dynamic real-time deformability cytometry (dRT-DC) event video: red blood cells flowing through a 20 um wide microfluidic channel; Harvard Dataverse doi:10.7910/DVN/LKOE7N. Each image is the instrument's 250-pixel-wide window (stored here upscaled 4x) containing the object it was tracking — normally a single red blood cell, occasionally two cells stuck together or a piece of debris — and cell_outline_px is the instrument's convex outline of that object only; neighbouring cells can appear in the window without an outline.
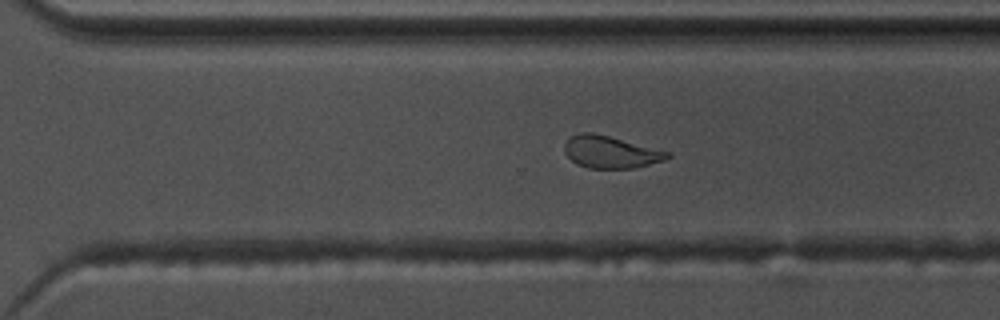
{"species": "common noctule bat (a hibernating species)", "species_latin": "Nyctalus noctula", "temperature_condition": "warm", "stored_images_in_passage": 48, "camera_frame_rate_fps": 3000, "um_per_image_px": 0.085, "animal": {"sex": "male", "body_mass_g": 17.5, "forearm_length_mm": 52.3}, "frame": {"image": 1, "passage_image": 35, "time_ms": 11.333, "image_size_px": [1000, 320], "cell_outline_px": [[672, 156], [664, 160], [632, 168], [588, 168], [576, 164], [564, 152], [564, 144], [572, 136], [580, 132], [592, 132], [672, 152]], "centroid_in_image_um": [51.9, 12.92], "position_along_channel_um": 318.7, "area_um2": 19.19}, "authors_computed_cell_mechanics": {"area_um2": 20.2878, "velocity_mm_per_s": 3.7103, "shape_relaxation_time_tau1_ms": 4.2739, "shape_relaxation_time_tau2_ms": 2.3882, "deformation_change_tau1": 0.1618, "deformation_change_tau2": 0.0807}}